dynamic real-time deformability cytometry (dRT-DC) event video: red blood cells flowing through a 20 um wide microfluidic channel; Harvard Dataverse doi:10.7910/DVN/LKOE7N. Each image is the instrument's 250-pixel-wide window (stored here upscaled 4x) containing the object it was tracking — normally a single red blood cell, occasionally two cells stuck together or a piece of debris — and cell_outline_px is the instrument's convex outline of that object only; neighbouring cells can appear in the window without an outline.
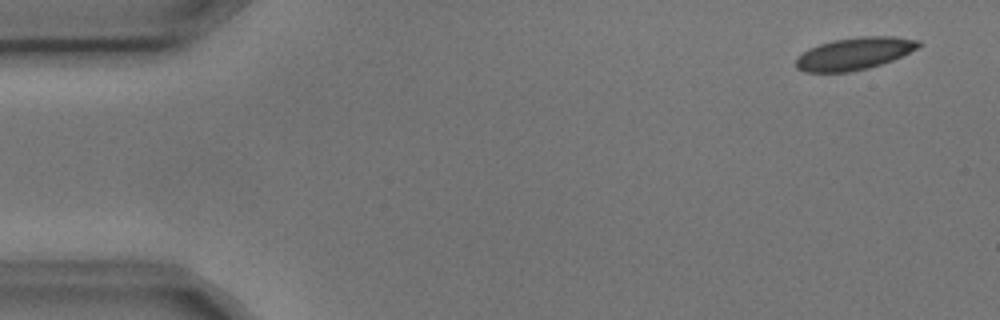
{"species": "common noctule bat (a hibernating species)", "species_latin": "Nyctalus noctula", "temperature_condition": "cold", "stored_images_in_passage": 4, "camera_frame_rate_fps": 3000, "um_per_image_px": 0.085, "animal": {"sex": "male", "body_mass_g": 17.9, "forearm_length_mm": 54.2}, "frame": {"image": 1, "passage_image": 1, "time_ms": 0.0, "image_size_px": [1000, 320], "cell_outline_px": [[924, 44], [892, 60], [868, 68], [848, 72], [804, 72], [796, 68], [796, 56], [808, 48], [832, 40], [860, 36], [892, 36], [920, 40]], "centroid_in_image_um": [72.59, 4.55], "position_along_channel_um": 12.4, "area_um2": 23.12}}